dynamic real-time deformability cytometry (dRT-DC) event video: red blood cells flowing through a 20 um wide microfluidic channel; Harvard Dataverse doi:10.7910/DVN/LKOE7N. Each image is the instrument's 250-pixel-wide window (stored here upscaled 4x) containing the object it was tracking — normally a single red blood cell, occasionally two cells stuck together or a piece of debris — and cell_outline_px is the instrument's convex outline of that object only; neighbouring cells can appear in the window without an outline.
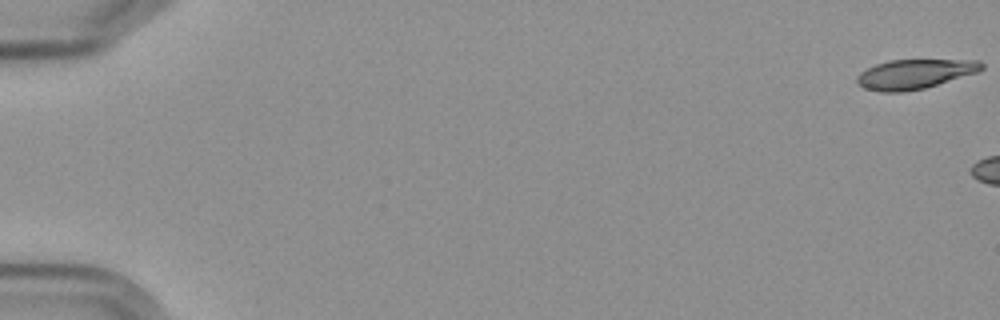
{"species": "Egyptian fruit bat (a non-hibernating species)", "species_latin": "Rousettus aegyptiacus", "temperature_condition": "cold", "stored_images_in_passage": 3, "camera_frame_rate_fps": 3000, "um_per_image_px": 0.085, "frame": {"image": 1, "passage_image": 1, "time_ms": 0.0, "image_size_px": [1000, 320], "cell_outline_px": [[984, 68], [980, 72], [924, 88], [904, 92], [880, 92], [864, 88], [856, 84], [856, 76], [860, 72], [876, 64], [888, 60], [980, 60], [984, 64]], "centroid_in_image_um": [77.75, 6.3], "position_along_channel_um": 7.2, "area_um2": 21.68}}